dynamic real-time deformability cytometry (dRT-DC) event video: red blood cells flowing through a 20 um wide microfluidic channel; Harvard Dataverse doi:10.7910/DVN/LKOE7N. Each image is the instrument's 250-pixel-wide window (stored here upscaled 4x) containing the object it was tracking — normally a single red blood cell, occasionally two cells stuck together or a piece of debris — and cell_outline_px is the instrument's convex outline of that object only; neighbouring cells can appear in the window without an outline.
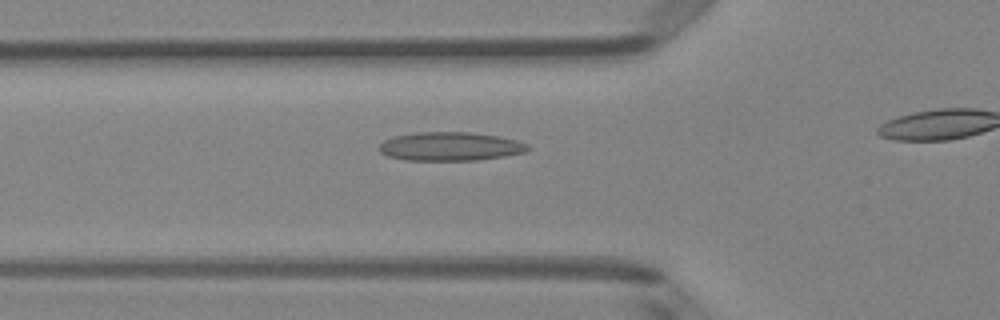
{"species": "Egyptian fruit bat (a non-hibernating species)", "species_latin": "Rousettus aegyptiacus", "temperature_condition": "room temperature", "stored_images_in_passage": 24, "camera_frame_rate_fps": 3000, "um_per_image_px": 0.085, "animal": {"sex": "female"}, "frame": {"image": 1, "passage_image": 13, "time_ms": 4.0, "image_size_px": [1000, 320], "cell_outline_px": [[532, 148], [524, 152], [504, 156], [476, 160], [404, 160], [388, 156], [380, 152], [380, 144], [384, 140], [392, 136], [416, 132], [468, 132], [500, 136], [516, 140], [528, 144]], "centroid_in_image_um": [38.27, 12.44], "position_along_channel_um": 87.5, "area_um2": 24.91}}
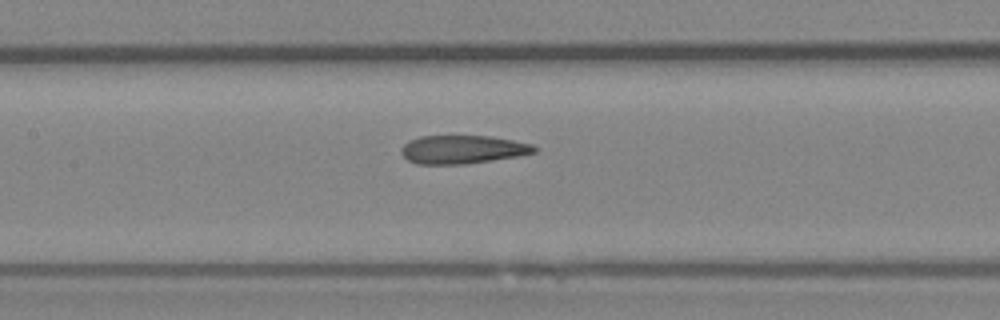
{"frame": {"image": 2, "passage_image": 19, "time_ms": 6.0, "image_size_px": [1000, 320], "cell_outline_px": [[540, 148], [536, 152], [520, 156], [464, 164], [416, 164], [408, 160], [400, 152], [400, 148], [408, 140], [420, 136], [492, 136], [532, 144]], "centroid_in_image_um": [39.33, 12.7], "position_along_channel_um": 168.1, "area_um2": 22.2}}
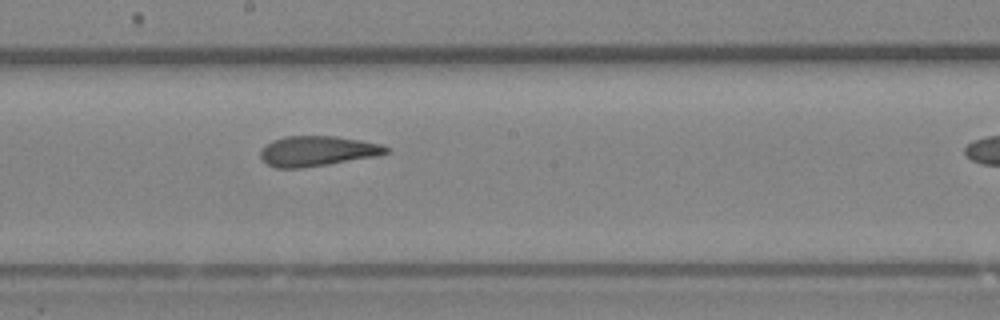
{"frame": {"image": 3, "passage_image": 23, "time_ms": 7.333, "image_size_px": [1000, 320], "cell_outline_px": [[388, 152], [376, 156], [304, 168], [276, 168], [260, 160], [260, 148], [272, 140], [284, 136], [336, 136], [360, 140], [380, 144], [388, 148]], "centroid_in_image_um": [26.9, 12.84], "position_along_channel_um": 221.3, "area_um2": 22.14}}